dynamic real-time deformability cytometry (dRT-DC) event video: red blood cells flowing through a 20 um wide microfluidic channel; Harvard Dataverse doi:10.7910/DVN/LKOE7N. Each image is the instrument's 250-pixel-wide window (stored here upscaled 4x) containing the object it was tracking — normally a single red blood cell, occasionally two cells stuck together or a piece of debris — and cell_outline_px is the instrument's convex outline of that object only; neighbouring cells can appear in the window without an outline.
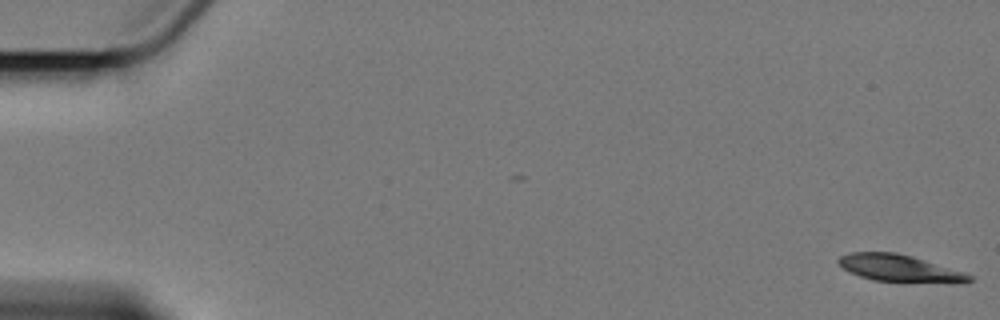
{"species": "Egyptian fruit bat (a non-hibernating species)", "species_latin": "Rousettus aegyptiacus", "temperature_condition": "cold", "stored_images_in_passage": 2, "camera_frame_rate_fps": 3000, "um_per_image_px": 0.085, "animal": {"sex": "female"}, "frame": {"image": 1, "passage_image": 2, "time_ms": 1.333, "image_size_px": [1000, 320], "cell_outline_px": [[972, 280], [872, 280], [860, 276], [844, 268], [836, 260], [840, 256], [852, 252], [896, 252], [912, 256], [964, 272], [972, 276]], "centroid_in_image_um": [76.29, 22.73], "position_along_channel_um": 8.7, "area_um2": 19.13}}